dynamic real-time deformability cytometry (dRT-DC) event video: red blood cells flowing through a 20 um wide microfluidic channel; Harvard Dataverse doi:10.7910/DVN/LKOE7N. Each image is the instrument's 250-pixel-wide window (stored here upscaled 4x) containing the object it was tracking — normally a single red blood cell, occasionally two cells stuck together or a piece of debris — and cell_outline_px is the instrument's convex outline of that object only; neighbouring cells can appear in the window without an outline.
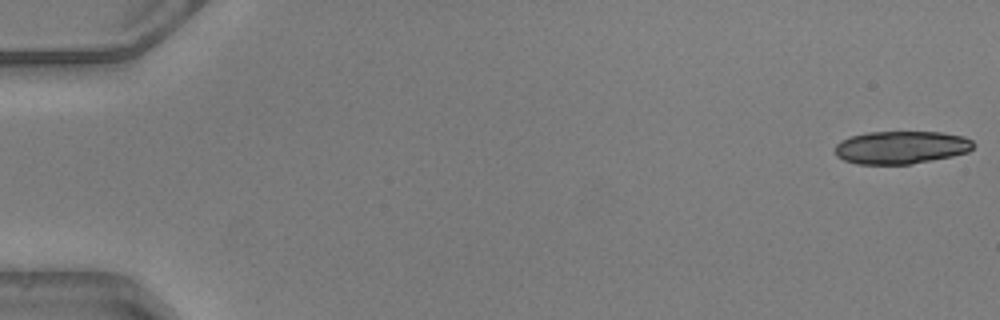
{"species": "common noctule bat (a hibernating species)", "species_latin": "Nyctalus noctula", "temperature_condition": "warm", "stored_images_in_passage": 16, "camera_frame_rate_fps": 3000, "um_per_image_px": 0.085, "animal": {"sex": "male", "body_mass_g": 20.5, "forearm_length_mm": 52.5}, "frame": {"image": 1, "passage_image": 1, "time_ms": 0.0, "image_size_px": [1000, 320], "cell_outline_px": [[976, 144], [968, 152], [952, 156], [932, 160], [908, 164], [856, 164], [844, 160], [836, 156], [836, 144], [840, 140], [848, 136], [868, 132], [940, 132], [964, 136], [972, 140]], "centroid_in_image_um": [76.59, 12.52], "position_along_channel_um": 8.4, "area_um2": 26.65}}
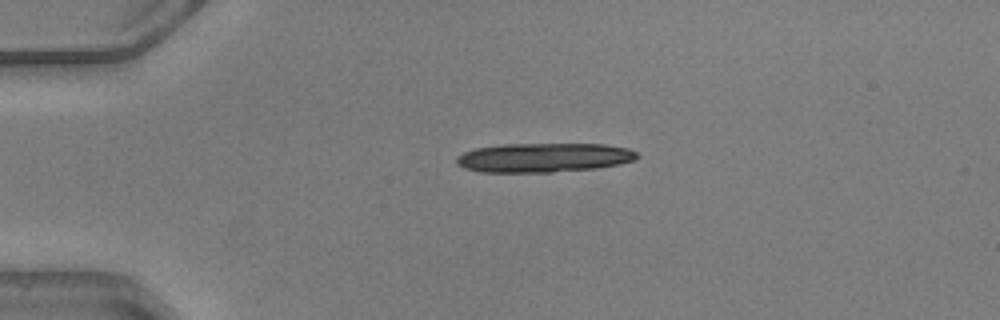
{"frame": {"image": 2, "passage_image": 12, "time_ms": 3.667, "image_size_px": [1000, 320], "cell_outline_px": [[640, 156], [636, 160], [620, 164], [596, 168], [552, 172], [480, 172], [464, 168], [456, 164], [456, 156], [464, 152], [476, 148], [504, 144], [604, 144], [628, 148], [636, 152]], "centroid_in_image_um": [46.23, 13.4], "position_along_channel_um": 38.8, "area_um2": 30.92}}